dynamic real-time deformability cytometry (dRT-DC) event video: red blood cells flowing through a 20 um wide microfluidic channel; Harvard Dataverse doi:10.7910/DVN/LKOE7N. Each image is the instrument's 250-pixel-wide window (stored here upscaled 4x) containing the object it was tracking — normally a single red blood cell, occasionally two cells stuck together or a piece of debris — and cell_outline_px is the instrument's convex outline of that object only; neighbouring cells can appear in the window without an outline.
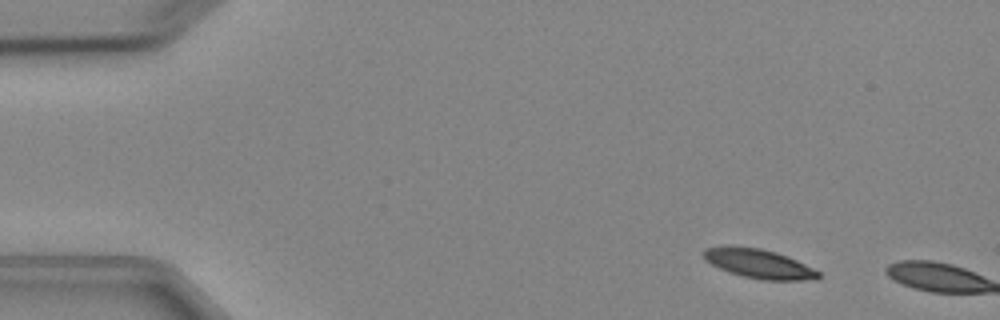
{"species": "Egyptian fruit bat (a non-hibernating species)", "species_latin": "Rousettus aegyptiacus", "temperature_condition": "cold", "stored_images_in_passage": 2, "camera_frame_rate_fps": 3000, "um_per_image_px": 0.085, "animal": {"sex": "female"}, "frame": {"image": 1, "passage_image": 1, "time_ms": 0.0, "image_size_px": [1000, 320], "cell_outline_px": [[820, 276], [816, 280], [764, 280], [744, 276], [720, 268], [704, 260], [700, 252], [704, 248], [720, 244], [760, 248], [776, 252], [788, 256], [820, 272]], "centroid_in_image_um": [64.44, 22.38], "position_along_channel_um": 20.6, "area_um2": 19.77}}